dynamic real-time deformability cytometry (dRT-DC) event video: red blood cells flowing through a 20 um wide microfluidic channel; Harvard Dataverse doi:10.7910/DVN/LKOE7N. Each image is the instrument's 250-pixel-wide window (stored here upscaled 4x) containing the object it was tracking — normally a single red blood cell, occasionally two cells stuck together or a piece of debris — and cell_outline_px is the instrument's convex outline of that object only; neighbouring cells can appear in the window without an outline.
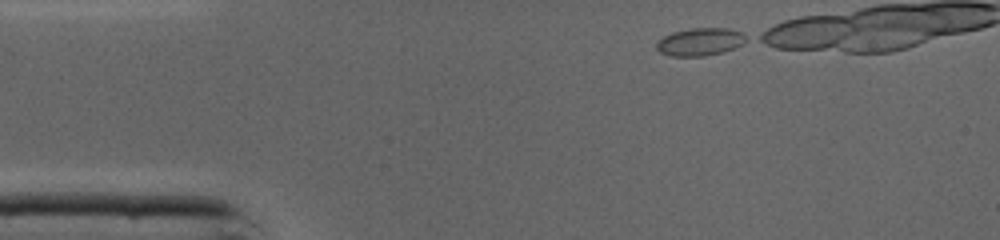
{"species": "common noctule bat (a hibernating species)", "species_latin": "Nyctalus noctula", "temperature_condition": "cold", "stored_images_in_passage": 29, "segment_of_instrument_passage": [1, 2], "camera_frame_rate_fps": 3000, "um_per_image_px": 0.085, "animal": {"sex": "male", "body_mass_g": 19.0, "forearm_length_mm": 50.8}, "frame": {"image": 1, "passage_image": 1, "time_ms": 0.0, "image_size_px": [1000, 240], "cell_outline_px": [[748, 40], [732, 48], [720, 52], [704, 56], [672, 56], [660, 52], [656, 48], [656, 44], [664, 36], [672, 32], [692, 28], [728, 28], [740, 32], [748, 36]], "centroid_in_image_um": [59.5, 3.54], "position_along_channel_um": 25.5, "area_um2": 14.28}}
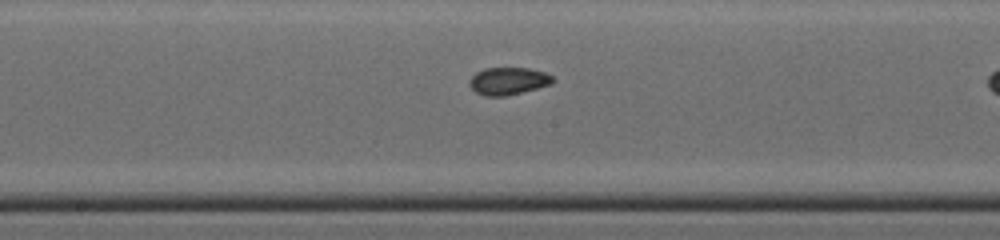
{"frame": {"image": 2, "passage_image": 17, "time_ms": 5.333, "image_size_px": [1000, 240], "cell_outline_px": [[556, 80], [552, 84], [504, 96], [484, 96], [476, 92], [468, 84], [468, 80], [476, 72], [484, 68], [528, 68], [544, 72], [552, 76]], "centroid_in_image_um": [43.18, 6.88], "position_along_channel_um": 205.0, "area_um2": 13.29}}
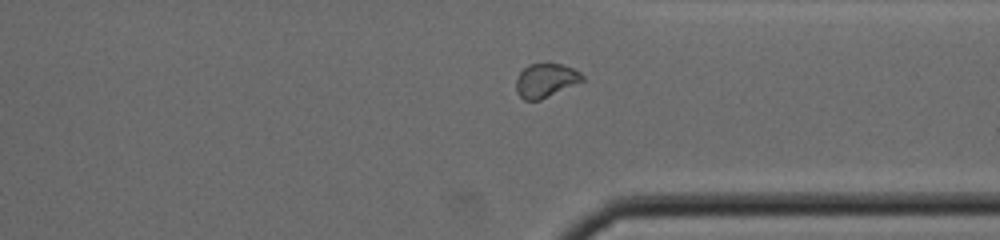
{"frame": {"image": 3, "passage_image": 28, "time_ms": 9.0, "image_size_px": [1000, 240], "cell_outline_px": [[584, 80], [540, 100], [524, 100], [520, 96], [516, 88], [516, 80], [520, 72], [528, 64], [564, 64], [580, 72], [584, 76]], "centroid_in_image_um": [46.38, 6.83], "position_along_channel_um": 365.0, "area_um2": 12.89}}